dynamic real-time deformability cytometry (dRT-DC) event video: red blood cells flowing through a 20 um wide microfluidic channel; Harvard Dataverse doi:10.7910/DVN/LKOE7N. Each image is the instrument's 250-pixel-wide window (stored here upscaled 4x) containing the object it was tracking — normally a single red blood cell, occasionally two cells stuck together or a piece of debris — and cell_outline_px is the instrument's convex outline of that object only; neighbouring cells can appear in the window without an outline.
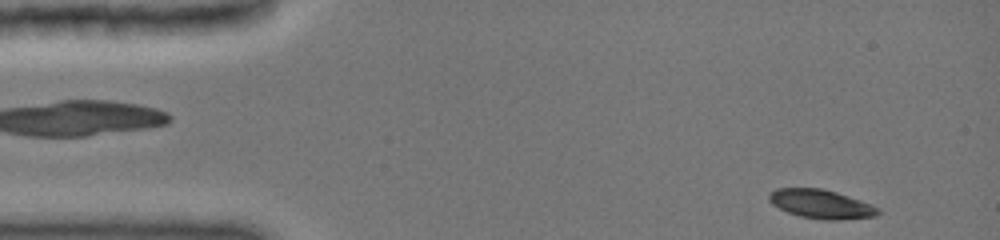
{"species": "common noctule bat (a hibernating species)", "species_latin": "Nyctalus noctula", "temperature_condition": "cold", "stored_images_in_passage": 27, "camera_frame_rate_fps": 3000, "um_per_image_px": 0.085, "animal": {"sex": "female", "body_mass_g": 19.0, "forearm_length_mm": 51.5}, "frame": {"image": 1, "passage_image": 2, "time_ms": 0.333, "image_size_px": [1000, 240], "cell_outline_px": [[880, 212], [876, 216], [836, 220], [824, 220], [800, 216], [788, 212], [772, 204], [768, 200], [768, 192], [776, 188], [820, 188], [836, 192], [860, 200], [880, 208]], "centroid_in_image_um": [69.76, 17.34], "position_along_channel_um": 15.2, "area_um2": 18.32}}
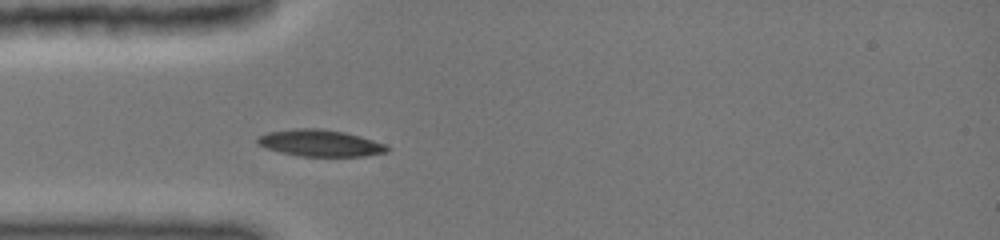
{"frame": {"image": 2, "passage_image": 19, "time_ms": 3.667, "image_size_px": [1000, 240], "cell_outline_px": [[392, 148], [388, 152], [364, 156], [300, 156], [280, 152], [264, 148], [256, 144], [256, 136], [268, 132], [296, 128], [320, 128], [344, 132], [360, 136], [384, 144]], "centroid_in_image_um": [27.17, 12.16], "position_along_channel_um": 57.8, "area_um2": 20.35}}
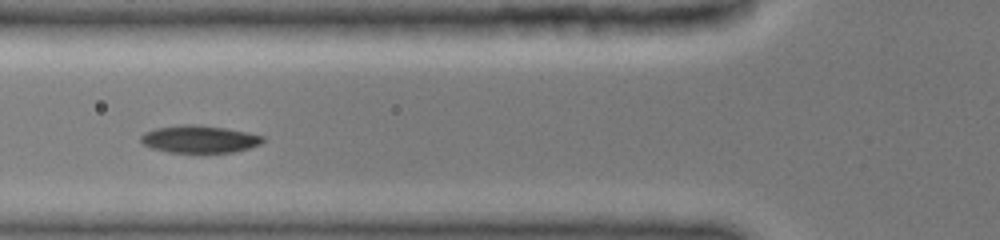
{"frame": {"image": 3, "passage_image": 26, "time_ms": 5.0, "image_size_px": [1000, 240], "cell_outline_px": [[264, 140], [260, 144], [248, 148], [232, 152], [168, 152], [152, 148], [144, 144], [140, 140], [140, 136], [144, 132], [156, 128], [184, 124], [192, 124], [224, 128], [264, 136]], "centroid_in_image_um": [16.91, 11.82], "position_along_channel_um": 108.9, "area_um2": 19.19}}